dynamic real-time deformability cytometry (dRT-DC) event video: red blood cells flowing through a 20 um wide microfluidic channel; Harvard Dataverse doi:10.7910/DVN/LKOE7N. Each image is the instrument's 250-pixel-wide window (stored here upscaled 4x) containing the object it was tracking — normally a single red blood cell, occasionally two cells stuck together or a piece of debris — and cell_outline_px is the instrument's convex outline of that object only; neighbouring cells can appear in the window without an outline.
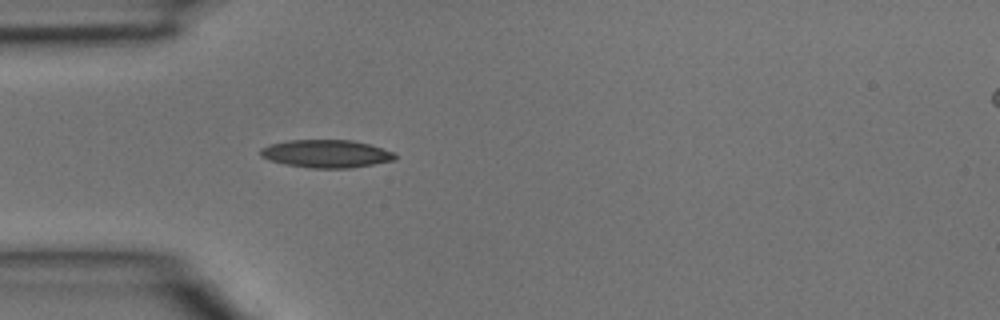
{"species": "common noctule bat (a hibernating species)", "species_latin": "Nyctalus noctula", "temperature_condition": "room temperature", "stored_images_in_passage": 2, "camera_frame_rate_fps": 3000, "um_per_image_px": 0.085, "animal": {"sex": "male", "body_mass_g": 15.6}, "frame": {"image": 1, "passage_image": 2, "time_ms": 0.333, "image_size_px": [1000, 320], "cell_outline_px": [[396, 160], [352, 168], [308, 168], [284, 164], [268, 160], [260, 156], [260, 148], [268, 144], [288, 140], [352, 140], [368, 144], [396, 152]], "centroid_in_image_um": [27.72, 13.07], "position_along_channel_um": 57.3, "area_um2": 22.14}}